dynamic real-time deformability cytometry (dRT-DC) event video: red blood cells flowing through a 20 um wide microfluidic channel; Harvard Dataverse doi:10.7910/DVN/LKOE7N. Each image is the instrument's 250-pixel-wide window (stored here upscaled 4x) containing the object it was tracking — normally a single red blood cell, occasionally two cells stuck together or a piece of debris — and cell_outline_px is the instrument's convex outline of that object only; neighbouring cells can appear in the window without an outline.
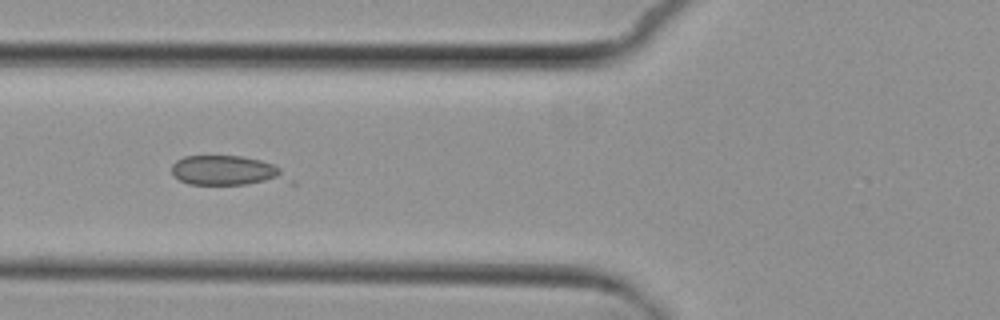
{"species": "common noctule bat (a hibernating species)", "species_latin": "Nyctalus noctula", "temperature_condition": "cold", "stored_images_in_passage": 7, "camera_frame_rate_fps": 3000, "um_per_image_px": 0.085, "animal": {"sex": "female", "body_mass_g": 29.2, "forearm_length_mm": 56.3}, "frame": {"image": 1, "passage_image": 6, "time_ms": 6.0, "image_size_px": [1000, 320], "cell_outline_px": [[296, 184], [188, 184], [180, 180], [172, 172], [172, 164], [176, 160], [184, 156], [240, 156], [260, 160], [272, 164], [280, 168], [296, 180]], "centroid_in_image_um": [19.43, 14.54], "position_along_channel_um": 106.4, "area_um2": 20.75}}